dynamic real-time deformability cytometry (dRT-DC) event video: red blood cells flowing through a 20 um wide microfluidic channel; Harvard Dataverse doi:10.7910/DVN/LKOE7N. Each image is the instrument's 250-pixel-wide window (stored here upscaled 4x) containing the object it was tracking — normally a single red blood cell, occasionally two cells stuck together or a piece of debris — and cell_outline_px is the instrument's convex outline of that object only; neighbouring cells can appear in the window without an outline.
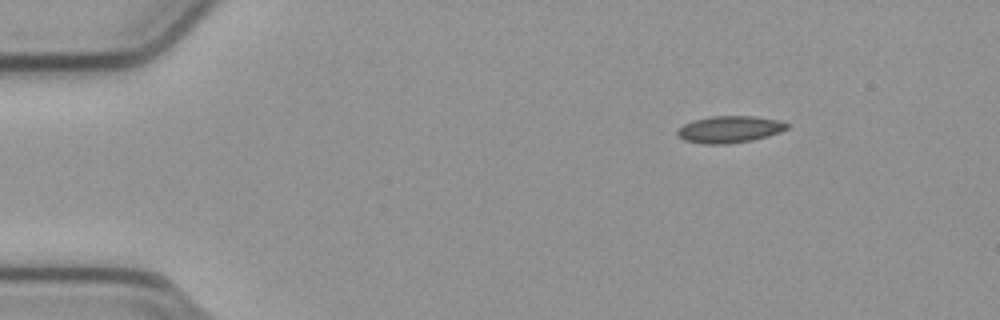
{"species": "common noctule bat (a hibernating species)", "species_latin": "Nyctalus noctula", "temperature_condition": "cold", "stored_images_in_passage": 48, "camera_frame_rate_fps": 3000, "um_per_image_px": 0.085, "animal": {"sex": "male", "body_mass_g": 23.1, "forearm_length_mm": 52.7}, "frame": {"image": 1, "passage_image": 1, "time_ms": 0.0, "image_size_px": [1000, 320], "cell_outline_px": [[788, 128], [780, 132], [768, 136], [752, 140], [724, 144], [708, 144], [684, 140], [676, 136], [676, 132], [684, 124], [692, 120], [712, 116], [756, 116], [780, 120], [788, 124]], "centroid_in_image_um": [62.01, 10.98], "position_along_channel_um": 23.0, "area_um2": 17.17}}
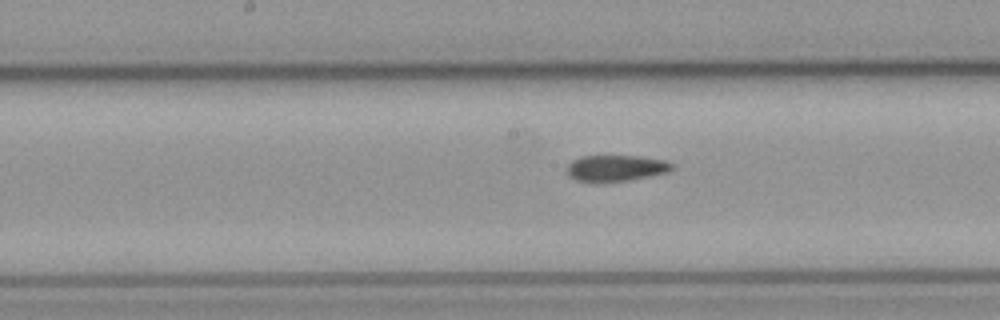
{"frame": {"image": 2, "passage_image": 21, "time_ms": 6.667, "image_size_px": [1000, 320], "cell_outline_px": [[676, 164], [668, 172], [628, 180], [604, 184], [596, 184], [576, 180], [568, 176], [568, 164], [572, 160], [580, 156], [640, 156], [664, 160]], "centroid_in_image_um": [52.32, 14.31], "position_along_channel_um": 195.9, "area_um2": 16.47}}
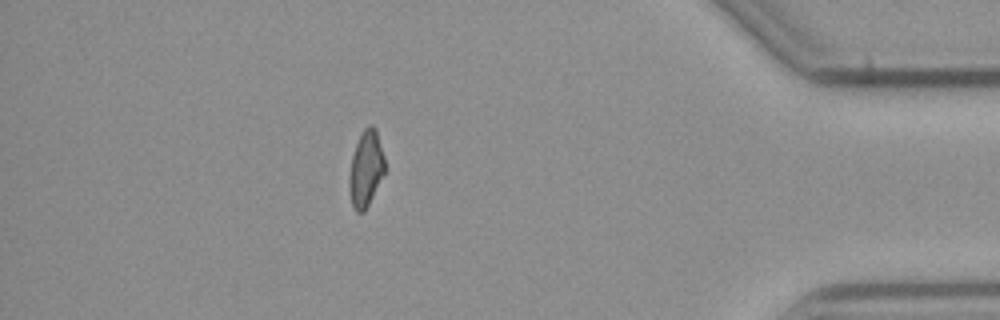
{"frame": {"image": 3, "passage_image": 41, "time_ms": 13.333, "image_size_px": [1000, 320], "cell_outline_px": [[384, 172], [364, 212], [356, 212], [352, 204], [352, 156], [356, 144], [364, 128], [368, 124], [372, 124], [376, 128], [384, 156]], "centroid_in_image_um": [31.15, 14.25], "position_along_channel_um": 404.0, "area_um2": 14.74}, "authors_computed_cell_mechanics": {"area_um2": 16.4441, "velocity_mm_per_s": 3.8053, "shape_relaxation_time_tau1_ms": null, "shape_relaxation_time_tau2_ms": 3.5736, "deformation_change_tau1": null, "deformation_change_tau2": 0.0786}}